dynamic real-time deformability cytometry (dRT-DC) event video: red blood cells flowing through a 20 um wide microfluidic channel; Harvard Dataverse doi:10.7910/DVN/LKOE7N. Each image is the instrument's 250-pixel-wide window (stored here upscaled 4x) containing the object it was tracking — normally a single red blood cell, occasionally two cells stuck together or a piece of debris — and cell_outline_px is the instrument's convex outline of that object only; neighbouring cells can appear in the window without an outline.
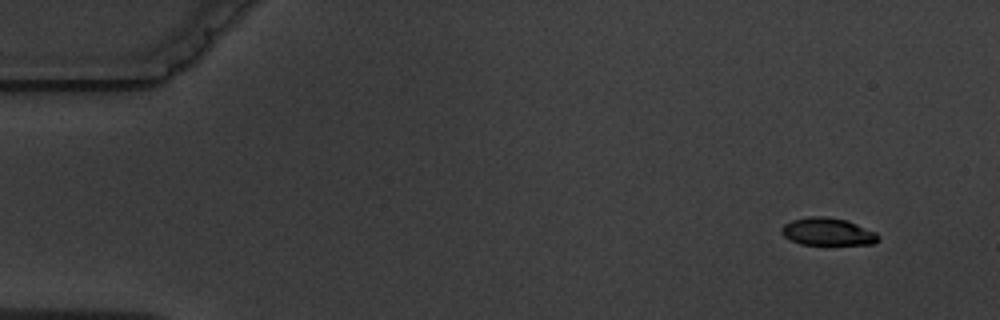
{"species": "common noctule bat (a hibernating species)", "species_latin": "Nyctalus noctula", "temperature_condition": "warm", "stored_images_in_passage": 3, "camera_frame_rate_fps": 3000, "um_per_image_px": 0.085, "animal": {"sex": "male", "body_mass_g": 19.5, "forearm_length_mm": 54.6}, "frame": {"image": 1, "passage_image": 1, "time_ms": 0.0, "image_size_px": [1000, 320], "cell_outline_px": [[880, 240], [872, 244], [800, 244], [784, 236], [780, 232], [780, 228], [784, 224], [792, 220], [812, 216], [824, 216], [844, 220], [856, 224], [876, 232], [880, 236]], "centroid_in_image_um": [70.34, 19.69], "position_along_channel_um": 14.7, "area_um2": 15.37}}